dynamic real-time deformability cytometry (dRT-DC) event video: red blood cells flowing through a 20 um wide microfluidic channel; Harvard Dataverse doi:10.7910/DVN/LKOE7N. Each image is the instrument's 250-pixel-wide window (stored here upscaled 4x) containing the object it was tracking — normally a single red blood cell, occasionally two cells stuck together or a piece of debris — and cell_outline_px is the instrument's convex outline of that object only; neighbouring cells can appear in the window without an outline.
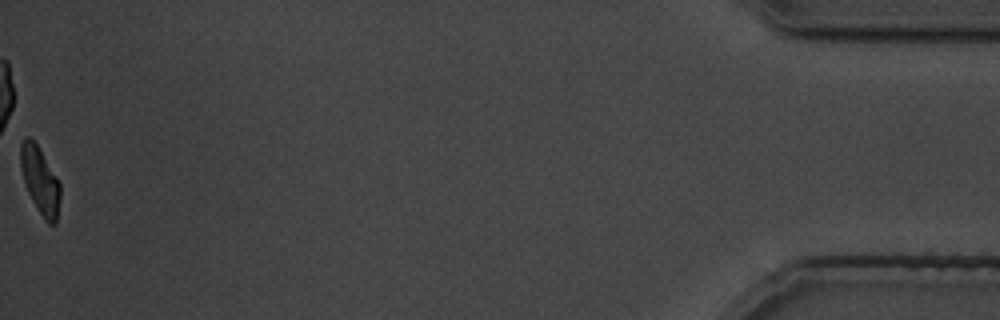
{"species": "common noctule bat (a hibernating species)", "species_latin": "Nyctalus noctula", "temperature_condition": "cold", "stored_images_in_passage": 30, "camera_frame_rate_fps": 3000, "um_per_image_px": 0.085, "animal": {"sex": "male", "body_mass_g": 19.5, "forearm_length_mm": 54.6}, "frame": {"image": 1, "passage_image": 30, "time_ms": 34.0, "image_size_px": [1000, 320], "cell_outline_px": [[60, 196], [56, 224], [48, 224], [32, 200], [24, 184], [20, 168], [20, 144], [24, 136], [28, 136], [36, 144], [56, 176], [60, 184]], "centroid_in_image_um": [3.38, 15.32], "position_along_channel_um": 431.8, "area_um2": 15.32}}